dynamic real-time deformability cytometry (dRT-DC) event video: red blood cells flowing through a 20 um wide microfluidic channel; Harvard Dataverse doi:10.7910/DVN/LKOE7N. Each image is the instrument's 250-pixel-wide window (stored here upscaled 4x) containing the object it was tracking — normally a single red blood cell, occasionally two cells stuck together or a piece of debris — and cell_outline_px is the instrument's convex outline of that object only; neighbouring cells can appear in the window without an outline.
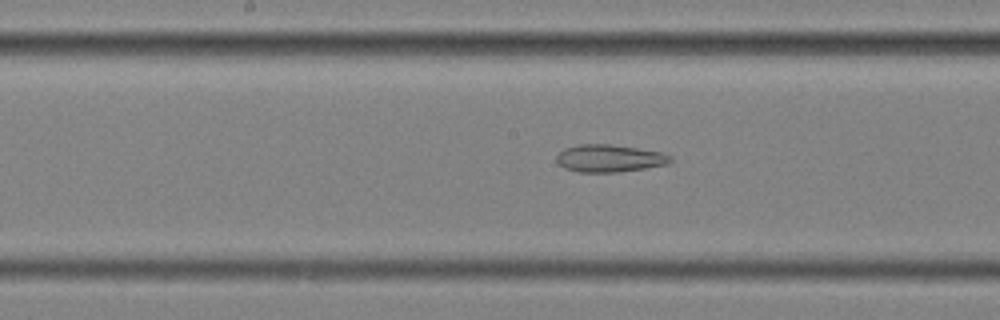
{"species": "common noctule bat (a hibernating species)", "species_latin": "Nyctalus noctula", "temperature_condition": "cold", "stored_images_in_passage": 58, "segment_of_instrument_passage": [2, 2], "camera_frame_rate_fps": 3000, "um_per_image_px": 0.085, "animal": {"sex": "female", "body_mass_g": 25.1}, "frame": {"image": 1, "passage_image": 30, "time_ms": 9.667, "image_size_px": [1000, 320], "cell_outline_px": [[672, 160], [668, 164], [620, 172], [580, 172], [564, 168], [556, 160], [556, 156], [564, 148], [580, 144], [608, 144], [636, 148], [660, 152], [672, 156]], "centroid_in_image_um": [51.79, 13.46], "position_along_channel_um": 196.4, "area_um2": 18.09}}
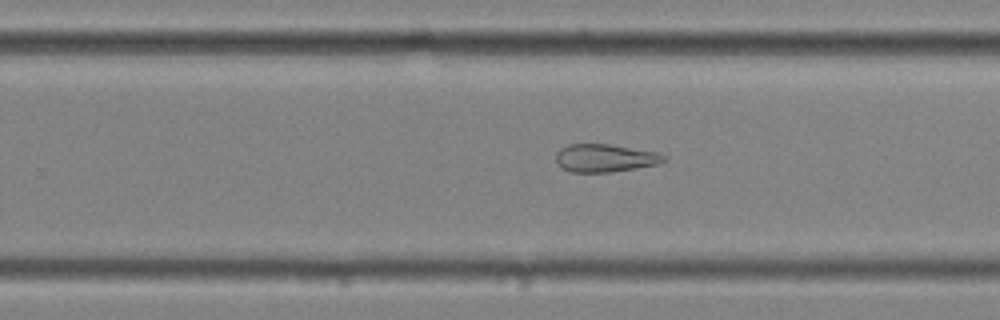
{"frame": {"image": 2, "passage_image": 37, "time_ms": 12.0, "image_size_px": [1000, 320], "cell_outline_px": [[664, 160], [656, 164], [636, 168], [608, 172], [572, 172], [560, 168], [556, 164], [556, 152], [560, 148], [568, 144], [608, 144], [656, 152], [664, 156]], "centroid_in_image_um": [51.33, 13.43], "position_along_channel_um": 278.5, "area_um2": 17.4}}
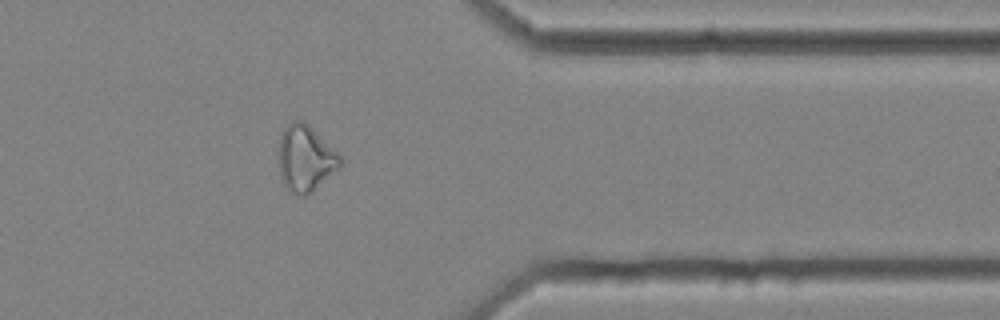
{"frame": {"image": 3, "passage_image": 47, "time_ms": 15.333, "image_size_px": [1000, 320], "cell_outline_px": [[340, 168], [312, 192], [304, 196], [300, 196], [292, 192], [284, 184], [280, 176], [280, 136], [284, 128], [292, 120], [304, 120], [340, 156]], "centroid_in_image_um": [25.96, 13.47], "position_along_channel_um": 385.4, "area_um2": 23.29}}